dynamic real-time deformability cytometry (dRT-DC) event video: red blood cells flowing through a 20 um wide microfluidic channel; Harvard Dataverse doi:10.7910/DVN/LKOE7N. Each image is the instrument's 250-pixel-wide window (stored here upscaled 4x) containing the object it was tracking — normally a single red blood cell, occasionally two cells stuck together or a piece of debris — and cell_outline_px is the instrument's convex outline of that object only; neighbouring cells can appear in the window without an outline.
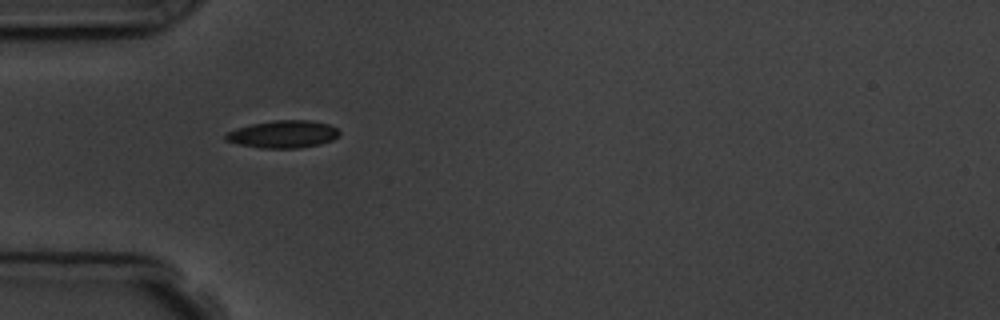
{"species": "common noctule bat (a hibernating species)", "species_latin": "Nyctalus noctula", "temperature_condition": "room temperature", "stored_images_in_passage": 2, "camera_frame_rate_fps": 3000, "um_per_image_px": 0.085, "animal": {"sex": "male", "body_mass_g": 19.5, "forearm_length_mm": 54.6}, "frame": {"image": 1, "passage_image": 1, "time_ms": 0.0, "image_size_px": [1000, 320], "cell_outline_px": [[340, 136], [332, 140], [320, 144], [300, 148], [260, 148], [236, 144], [224, 140], [224, 136], [228, 132], [236, 128], [252, 124], [276, 120], [308, 120], [328, 124], [336, 128], [340, 132]], "centroid_in_image_um": [24.05, 11.42], "position_along_channel_um": 60.9, "area_um2": 18.26}}